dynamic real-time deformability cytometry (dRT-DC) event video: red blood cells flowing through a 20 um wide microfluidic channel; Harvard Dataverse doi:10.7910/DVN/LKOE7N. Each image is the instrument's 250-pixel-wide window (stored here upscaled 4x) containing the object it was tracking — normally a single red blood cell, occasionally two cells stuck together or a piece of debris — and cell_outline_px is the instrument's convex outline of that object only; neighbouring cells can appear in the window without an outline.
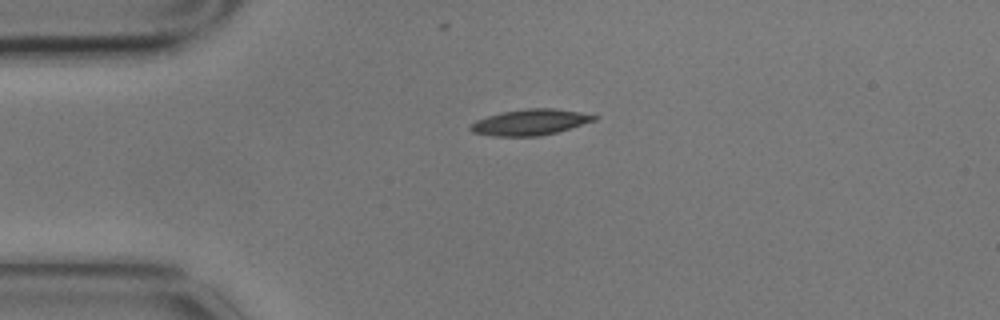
{"species": "common noctule bat (a hibernating species)", "species_latin": "Nyctalus noctula", "temperature_condition": "cold", "stored_images_in_passage": 2, "camera_frame_rate_fps": 3000, "um_per_image_px": 0.085, "animal": {"sex": "male", "body_mass_g": 17.9}, "frame": {"image": 1, "passage_image": 1, "time_ms": 0.0, "image_size_px": [1000, 320], "cell_outline_px": [[600, 116], [596, 120], [556, 132], [540, 136], [496, 136], [472, 132], [468, 128], [476, 120], [500, 112], [528, 108], [552, 108]], "centroid_in_image_um": [45.04, 10.39], "position_along_channel_um": 40.0, "area_um2": 18.44}}